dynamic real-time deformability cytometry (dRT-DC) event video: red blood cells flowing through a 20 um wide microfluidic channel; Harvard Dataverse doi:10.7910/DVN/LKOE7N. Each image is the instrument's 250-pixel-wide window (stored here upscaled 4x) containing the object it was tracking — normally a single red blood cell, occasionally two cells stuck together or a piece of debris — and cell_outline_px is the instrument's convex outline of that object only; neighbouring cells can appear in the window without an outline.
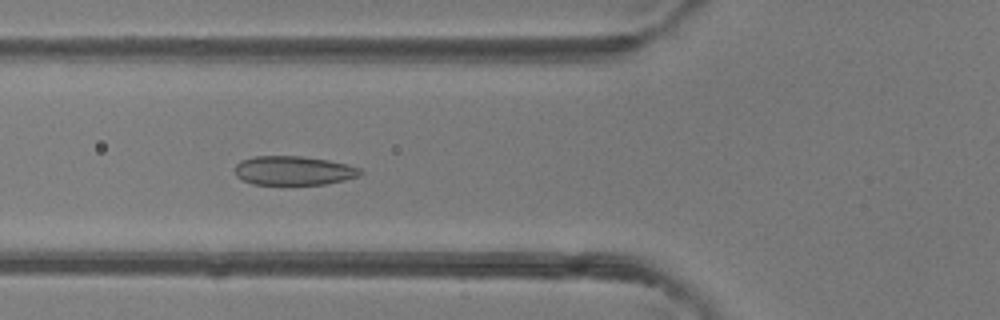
{"species": "common noctule bat (a hibernating species)", "species_latin": "Nyctalus noctula", "temperature_condition": "room temperature", "stored_images_in_passage": 28, "camera_frame_rate_fps": 3000, "um_per_image_px": 0.085, "animal": {"sex": "female"}, "frame": {"image": 1, "passage_image": 5, "time_ms": 1.333, "image_size_px": [1000, 320], "cell_outline_px": [[364, 172], [360, 176], [344, 180], [324, 184], [252, 184], [236, 176], [236, 164], [240, 160], [256, 156], [300, 156], [328, 160], [348, 164], [360, 168]], "centroid_in_image_um": [24.98, 14.49], "position_along_channel_um": 100.8, "area_um2": 21.21}}
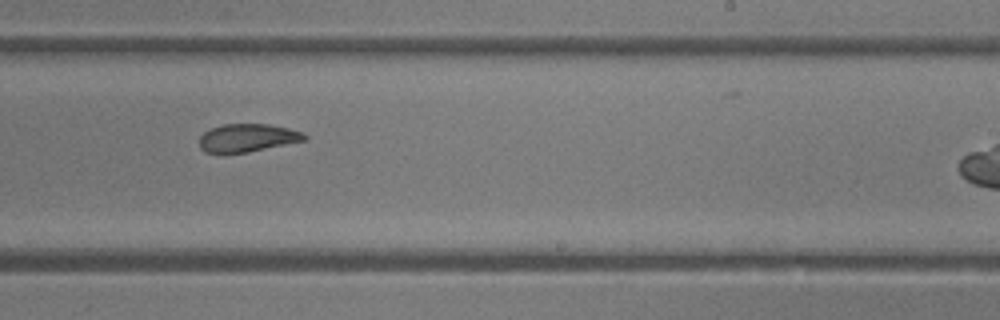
{"frame": {"image": 2, "passage_image": 18, "time_ms": 5.667, "image_size_px": [1000, 320], "cell_outline_px": [[308, 140], [248, 152], [204, 152], [200, 148], [200, 136], [204, 132], [212, 128], [224, 124], [268, 124], [288, 128], [304, 132], [308, 136]], "centroid_in_image_um": [21.09, 11.71], "position_along_channel_um": 267.9, "area_um2": 17.11}}
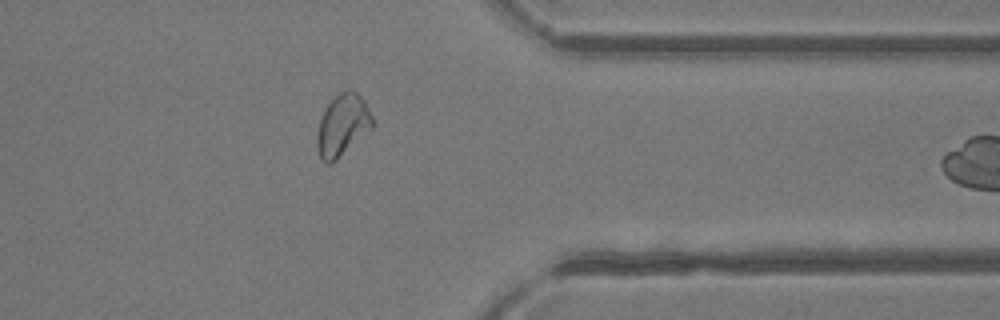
{"frame": {"image": 3, "passage_image": 27, "time_ms": 8.667, "image_size_px": [1000, 320], "cell_outline_px": [[376, 124], [372, 128], [332, 164], [324, 164], [320, 160], [316, 144], [316, 136], [320, 120], [328, 104], [340, 92], [348, 88], [356, 92], [364, 100]], "centroid_in_image_um": [29.12, 10.67], "position_along_channel_um": 382.3, "area_um2": 20.06}}